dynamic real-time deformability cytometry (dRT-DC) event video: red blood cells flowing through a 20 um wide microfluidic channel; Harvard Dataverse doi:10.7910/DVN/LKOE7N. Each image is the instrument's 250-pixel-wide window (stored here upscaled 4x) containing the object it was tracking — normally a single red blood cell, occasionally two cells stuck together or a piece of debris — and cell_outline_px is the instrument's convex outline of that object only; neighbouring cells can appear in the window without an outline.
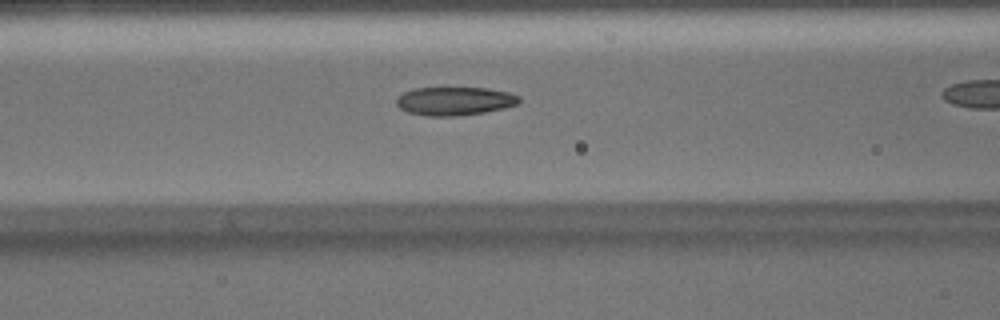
{"species": "Egyptian fruit bat (a non-hibernating species)", "species_latin": "Rousettus aegyptiacus", "temperature_condition": "warm", "stored_images_in_passage": 34, "camera_frame_rate_fps": 3000, "um_per_image_px": 0.085, "animal": {"sex": "male"}, "frame": {"image": 1, "passage_image": 14, "time_ms": 4.333, "image_size_px": [1000, 320], "cell_outline_px": [[520, 100], [516, 104], [504, 108], [484, 112], [456, 116], [428, 116], [408, 112], [400, 108], [396, 104], [396, 100], [404, 92], [412, 88], [488, 88], [508, 92], [520, 96]], "centroid_in_image_um": [38.64, 8.59], "position_along_channel_um": 128.0, "area_um2": 20.23}}
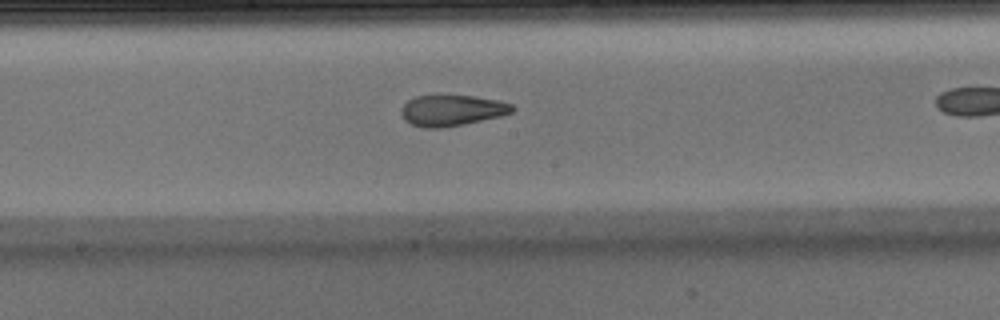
{"frame": {"image": 2, "passage_image": 20, "time_ms": 6.333, "image_size_px": [1000, 320], "cell_outline_px": [[516, 108], [512, 112], [500, 116], [464, 124], [444, 128], [424, 128], [412, 124], [404, 120], [400, 112], [404, 104], [408, 100], [416, 96], [472, 96], [496, 100], [512, 104]], "centroid_in_image_um": [38.4, 9.4], "position_along_channel_um": 209.8, "area_um2": 19.88}}
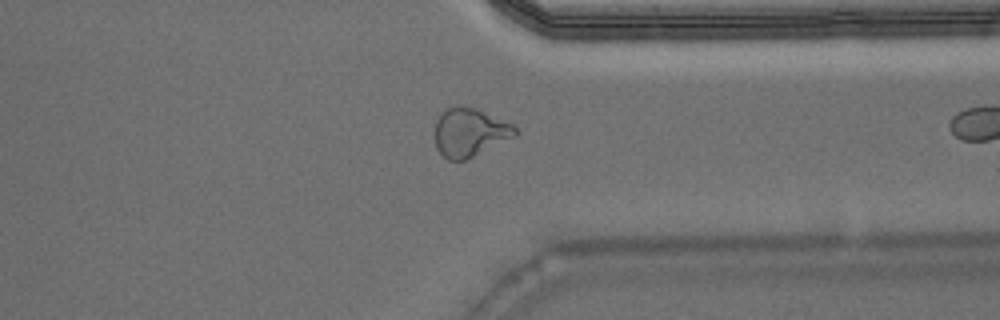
{"frame": {"image": 3, "passage_image": 32, "time_ms": 10.333, "image_size_px": [1000, 320], "cell_outline_px": [[516, 136], [464, 160], [448, 160], [436, 148], [436, 120], [448, 108], [456, 104], [464, 104], [476, 108], [512, 124], [516, 128]], "centroid_in_image_um": [39.92, 11.22], "position_along_channel_um": 371.5, "area_um2": 22.43}}